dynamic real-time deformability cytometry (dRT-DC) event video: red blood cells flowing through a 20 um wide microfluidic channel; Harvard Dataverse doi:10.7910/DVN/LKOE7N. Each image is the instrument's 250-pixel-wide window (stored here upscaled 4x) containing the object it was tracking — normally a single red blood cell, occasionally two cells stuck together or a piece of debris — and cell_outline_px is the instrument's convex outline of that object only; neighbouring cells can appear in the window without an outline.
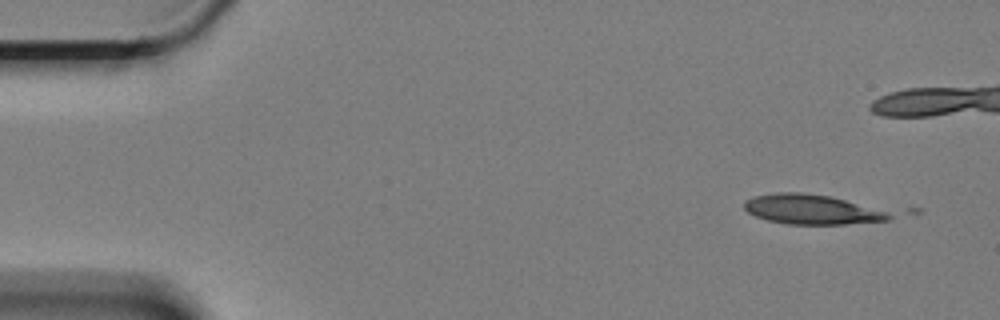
{"species": "Egyptian fruit bat (a non-hibernating species)", "species_latin": "Rousettus aegyptiacus", "temperature_condition": "cold", "stored_images_in_passage": 2, "camera_frame_rate_fps": 3000, "um_per_image_px": 0.085, "animal": {"sex": "female"}, "frame": {"image": 1, "passage_image": 1, "time_ms": 0.0, "image_size_px": [1000, 320], "cell_outline_px": [[892, 220], [844, 224], [788, 224], [768, 220], [756, 216], [748, 212], [744, 208], [744, 200], [752, 196], [776, 192], [800, 192], [828, 196], [844, 200], [884, 212], [892, 216]], "centroid_in_image_um": [68.89, 17.8], "position_along_channel_um": 16.1, "area_um2": 24.62}}